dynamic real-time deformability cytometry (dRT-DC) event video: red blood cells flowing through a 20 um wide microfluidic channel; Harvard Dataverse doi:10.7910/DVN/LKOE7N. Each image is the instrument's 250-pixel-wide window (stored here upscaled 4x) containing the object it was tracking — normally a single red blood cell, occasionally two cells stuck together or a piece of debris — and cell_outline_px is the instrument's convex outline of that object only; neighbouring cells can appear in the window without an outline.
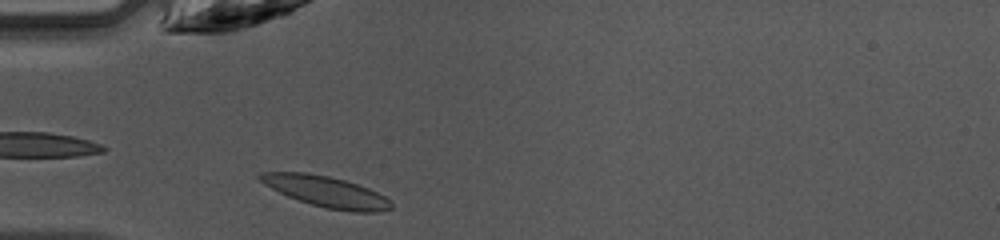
{"species": "common noctule bat (a hibernating species)", "species_latin": "Nyctalus noctula", "temperature_condition": "warm", "stored_images_in_passage": 11, "camera_frame_rate_fps": 3000, "um_per_image_px": 0.085, "animal": {"sex": "female", "body_mass_g": 10.0, "forearm_length_mm": 53.1}, "frame": {"image": 1, "passage_image": 2, "time_ms": 0.333, "image_size_px": [1000, 240], "cell_outline_px": [[392, 208], [376, 212], [352, 212], [328, 208], [312, 204], [288, 196], [264, 184], [256, 176], [260, 172], [308, 172], [328, 176], [344, 180], [368, 188], [384, 196], [392, 204]], "centroid_in_image_um": [27.7, 16.27], "position_along_channel_um": 57.3, "area_um2": 23.24}}
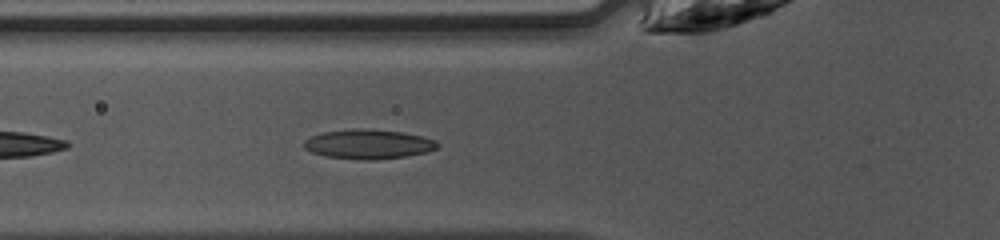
{"frame": {"image": 2, "passage_image": 5, "time_ms": 1.333, "image_size_px": [1000, 240], "cell_outline_px": [[440, 144], [436, 148], [424, 152], [404, 156], [376, 160], [360, 160], [324, 156], [312, 152], [304, 148], [304, 140], [312, 136], [324, 132], [352, 128], [360, 128], [400, 132], [420, 136], [436, 140]], "centroid_in_image_um": [31.27, 12.25], "position_along_channel_um": 94.5, "area_um2": 22.77}}